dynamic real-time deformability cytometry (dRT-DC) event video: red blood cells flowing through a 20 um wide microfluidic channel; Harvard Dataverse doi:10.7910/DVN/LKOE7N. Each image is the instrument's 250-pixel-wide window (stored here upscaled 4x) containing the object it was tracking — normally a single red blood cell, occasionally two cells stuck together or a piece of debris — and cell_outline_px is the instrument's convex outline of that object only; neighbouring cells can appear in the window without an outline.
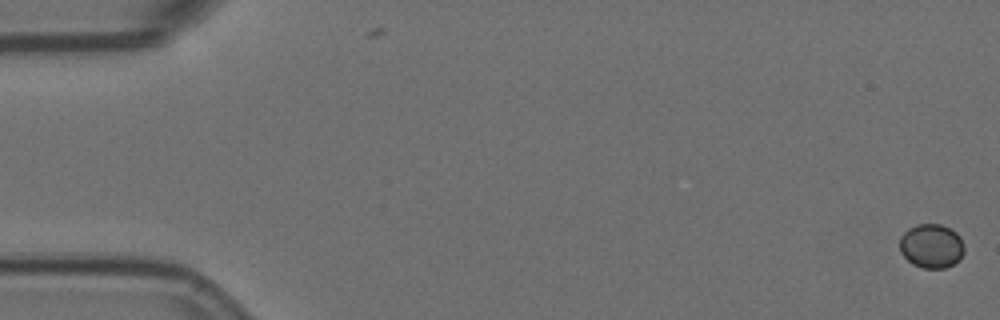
{"species": "Egyptian fruit bat (a non-hibernating species)", "species_latin": "Rousettus aegyptiacus", "temperature_condition": "room temperature", "stored_images_in_passage": 6, "camera_frame_rate_fps": 3000, "um_per_image_px": 0.085, "animal": {"sex": "female"}, "frame": {"image": 1, "passage_image": 1, "time_ms": 0.0, "image_size_px": [1000, 320], "cell_outline_px": [[964, 252], [960, 260], [944, 268], [924, 268], [912, 264], [900, 252], [900, 236], [908, 228], [916, 224], [940, 224], [956, 232], [960, 236], [964, 248]], "centroid_in_image_um": [79.16, 20.9], "position_along_channel_um": 5.8, "area_um2": 16.65}}
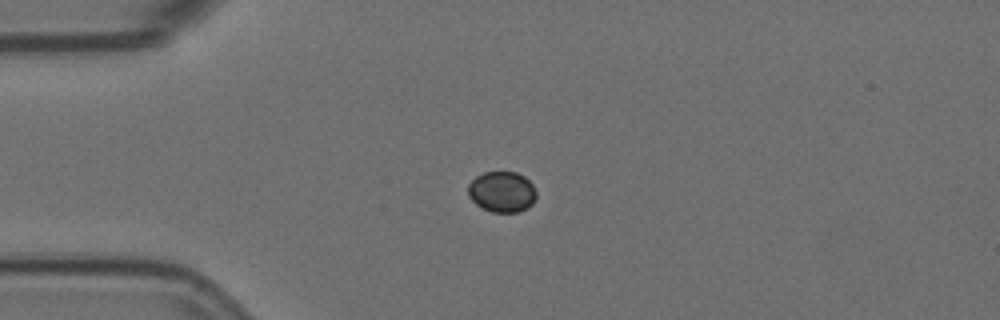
{"frame": {"image": 2, "passage_image": 5, "time_ms": 1.333, "image_size_px": [1000, 320], "cell_outline_px": [[536, 196], [532, 204], [528, 208], [520, 212], [492, 212], [476, 204], [468, 196], [468, 184], [476, 176], [484, 172], [516, 172], [524, 176], [532, 184], [536, 192]], "centroid_in_image_um": [42.67, 16.3], "position_along_channel_um": 42.3, "area_um2": 16.24}}